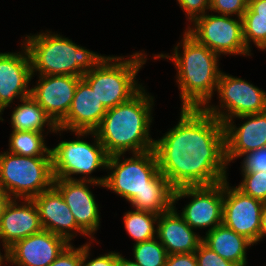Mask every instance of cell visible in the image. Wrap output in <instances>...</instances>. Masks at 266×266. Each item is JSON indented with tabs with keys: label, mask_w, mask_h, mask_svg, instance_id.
<instances>
[{
	"label": "cell",
	"mask_w": 266,
	"mask_h": 266,
	"mask_svg": "<svg viewBox=\"0 0 266 266\" xmlns=\"http://www.w3.org/2000/svg\"><path fill=\"white\" fill-rule=\"evenodd\" d=\"M177 124L154 141L159 171L174 189L228 179L224 124L204 108H180Z\"/></svg>",
	"instance_id": "cell-1"
},
{
	"label": "cell",
	"mask_w": 266,
	"mask_h": 266,
	"mask_svg": "<svg viewBox=\"0 0 266 266\" xmlns=\"http://www.w3.org/2000/svg\"><path fill=\"white\" fill-rule=\"evenodd\" d=\"M203 235V243L237 266L247 265V250L254 244L245 236L237 234L223 223Z\"/></svg>",
	"instance_id": "cell-22"
},
{
	"label": "cell",
	"mask_w": 266,
	"mask_h": 266,
	"mask_svg": "<svg viewBox=\"0 0 266 266\" xmlns=\"http://www.w3.org/2000/svg\"><path fill=\"white\" fill-rule=\"evenodd\" d=\"M266 237V202L264 203L261 214V227L259 231V242Z\"/></svg>",
	"instance_id": "cell-38"
},
{
	"label": "cell",
	"mask_w": 266,
	"mask_h": 266,
	"mask_svg": "<svg viewBox=\"0 0 266 266\" xmlns=\"http://www.w3.org/2000/svg\"><path fill=\"white\" fill-rule=\"evenodd\" d=\"M73 133L76 140H62L50 149L54 178L87 180L104 185L106 176L91 175L99 169H107L109 155L105 148L94 131H72ZM89 135L94 139L92 143L83 139ZM75 175L83 176L76 178Z\"/></svg>",
	"instance_id": "cell-7"
},
{
	"label": "cell",
	"mask_w": 266,
	"mask_h": 266,
	"mask_svg": "<svg viewBox=\"0 0 266 266\" xmlns=\"http://www.w3.org/2000/svg\"><path fill=\"white\" fill-rule=\"evenodd\" d=\"M6 263H5V262ZM7 263H8V255L4 252V254L2 255H0V266H2V265H7Z\"/></svg>",
	"instance_id": "cell-40"
},
{
	"label": "cell",
	"mask_w": 266,
	"mask_h": 266,
	"mask_svg": "<svg viewBox=\"0 0 266 266\" xmlns=\"http://www.w3.org/2000/svg\"><path fill=\"white\" fill-rule=\"evenodd\" d=\"M41 230L39 213L33 200L12 199L5 208L0 222L2 251L5 252L17 241Z\"/></svg>",
	"instance_id": "cell-19"
},
{
	"label": "cell",
	"mask_w": 266,
	"mask_h": 266,
	"mask_svg": "<svg viewBox=\"0 0 266 266\" xmlns=\"http://www.w3.org/2000/svg\"><path fill=\"white\" fill-rule=\"evenodd\" d=\"M158 217V214L136 209L124 213L123 224L128 235L135 241L133 244L157 237Z\"/></svg>",
	"instance_id": "cell-25"
},
{
	"label": "cell",
	"mask_w": 266,
	"mask_h": 266,
	"mask_svg": "<svg viewBox=\"0 0 266 266\" xmlns=\"http://www.w3.org/2000/svg\"><path fill=\"white\" fill-rule=\"evenodd\" d=\"M54 183L52 157L0 152V185L12 199H32Z\"/></svg>",
	"instance_id": "cell-8"
},
{
	"label": "cell",
	"mask_w": 266,
	"mask_h": 266,
	"mask_svg": "<svg viewBox=\"0 0 266 266\" xmlns=\"http://www.w3.org/2000/svg\"><path fill=\"white\" fill-rule=\"evenodd\" d=\"M107 109L96 96L90 85L81 78L67 113L58 124L64 131H94L101 123Z\"/></svg>",
	"instance_id": "cell-20"
},
{
	"label": "cell",
	"mask_w": 266,
	"mask_h": 266,
	"mask_svg": "<svg viewBox=\"0 0 266 266\" xmlns=\"http://www.w3.org/2000/svg\"><path fill=\"white\" fill-rule=\"evenodd\" d=\"M17 106L13 108L10 116L12 131H34L45 132L46 127L50 133H63L64 130L58 128V125L51 119L46 111L37 103V101L30 95L20 99Z\"/></svg>",
	"instance_id": "cell-23"
},
{
	"label": "cell",
	"mask_w": 266,
	"mask_h": 266,
	"mask_svg": "<svg viewBox=\"0 0 266 266\" xmlns=\"http://www.w3.org/2000/svg\"><path fill=\"white\" fill-rule=\"evenodd\" d=\"M165 266H198L195 252L187 254H170Z\"/></svg>",
	"instance_id": "cell-35"
},
{
	"label": "cell",
	"mask_w": 266,
	"mask_h": 266,
	"mask_svg": "<svg viewBox=\"0 0 266 266\" xmlns=\"http://www.w3.org/2000/svg\"><path fill=\"white\" fill-rule=\"evenodd\" d=\"M32 79L30 57L23 43L19 52H0V101L6 109L12 107L14 99L31 95Z\"/></svg>",
	"instance_id": "cell-17"
},
{
	"label": "cell",
	"mask_w": 266,
	"mask_h": 266,
	"mask_svg": "<svg viewBox=\"0 0 266 266\" xmlns=\"http://www.w3.org/2000/svg\"><path fill=\"white\" fill-rule=\"evenodd\" d=\"M248 8V0H210V12L242 18Z\"/></svg>",
	"instance_id": "cell-29"
},
{
	"label": "cell",
	"mask_w": 266,
	"mask_h": 266,
	"mask_svg": "<svg viewBox=\"0 0 266 266\" xmlns=\"http://www.w3.org/2000/svg\"><path fill=\"white\" fill-rule=\"evenodd\" d=\"M243 39L251 52L252 45L261 50L266 44V19L255 18V13L248 7L243 14ZM252 42V43H251Z\"/></svg>",
	"instance_id": "cell-27"
},
{
	"label": "cell",
	"mask_w": 266,
	"mask_h": 266,
	"mask_svg": "<svg viewBox=\"0 0 266 266\" xmlns=\"http://www.w3.org/2000/svg\"><path fill=\"white\" fill-rule=\"evenodd\" d=\"M227 180L223 181V224L258 244L264 202L243 194Z\"/></svg>",
	"instance_id": "cell-12"
},
{
	"label": "cell",
	"mask_w": 266,
	"mask_h": 266,
	"mask_svg": "<svg viewBox=\"0 0 266 266\" xmlns=\"http://www.w3.org/2000/svg\"><path fill=\"white\" fill-rule=\"evenodd\" d=\"M216 93L219 105L209 102L204 109L223 124L236 116L266 111V91L241 77L222 71Z\"/></svg>",
	"instance_id": "cell-9"
},
{
	"label": "cell",
	"mask_w": 266,
	"mask_h": 266,
	"mask_svg": "<svg viewBox=\"0 0 266 266\" xmlns=\"http://www.w3.org/2000/svg\"><path fill=\"white\" fill-rule=\"evenodd\" d=\"M261 51H266V44H265L264 47L261 49Z\"/></svg>",
	"instance_id": "cell-42"
},
{
	"label": "cell",
	"mask_w": 266,
	"mask_h": 266,
	"mask_svg": "<svg viewBox=\"0 0 266 266\" xmlns=\"http://www.w3.org/2000/svg\"><path fill=\"white\" fill-rule=\"evenodd\" d=\"M185 197L192 199L179 214L195 231L208 228L206 232H210L223 223V181L207 186L174 189L173 204Z\"/></svg>",
	"instance_id": "cell-11"
},
{
	"label": "cell",
	"mask_w": 266,
	"mask_h": 266,
	"mask_svg": "<svg viewBox=\"0 0 266 266\" xmlns=\"http://www.w3.org/2000/svg\"><path fill=\"white\" fill-rule=\"evenodd\" d=\"M248 7L255 13V18L266 19V0H248Z\"/></svg>",
	"instance_id": "cell-36"
},
{
	"label": "cell",
	"mask_w": 266,
	"mask_h": 266,
	"mask_svg": "<svg viewBox=\"0 0 266 266\" xmlns=\"http://www.w3.org/2000/svg\"><path fill=\"white\" fill-rule=\"evenodd\" d=\"M47 133L49 132L11 131L7 151L26 157L51 156V148L45 143Z\"/></svg>",
	"instance_id": "cell-24"
},
{
	"label": "cell",
	"mask_w": 266,
	"mask_h": 266,
	"mask_svg": "<svg viewBox=\"0 0 266 266\" xmlns=\"http://www.w3.org/2000/svg\"><path fill=\"white\" fill-rule=\"evenodd\" d=\"M242 180L237 186L243 194L266 202V172H241Z\"/></svg>",
	"instance_id": "cell-28"
},
{
	"label": "cell",
	"mask_w": 266,
	"mask_h": 266,
	"mask_svg": "<svg viewBox=\"0 0 266 266\" xmlns=\"http://www.w3.org/2000/svg\"><path fill=\"white\" fill-rule=\"evenodd\" d=\"M245 120L241 124L235 119ZM226 161L228 166L244 154L266 146V111L236 116L224 123Z\"/></svg>",
	"instance_id": "cell-15"
},
{
	"label": "cell",
	"mask_w": 266,
	"mask_h": 266,
	"mask_svg": "<svg viewBox=\"0 0 266 266\" xmlns=\"http://www.w3.org/2000/svg\"><path fill=\"white\" fill-rule=\"evenodd\" d=\"M115 154L108 157L107 188L140 211L162 214L173 207L174 188L159 171L155 151Z\"/></svg>",
	"instance_id": "cell-2"
},
{
	"label": "cell",
	"mask_w": 266,
	"mask_h": 266,
	"mask_svg": "<svg viewBox=\"0 0 266 266\" xmlns=\"http://www.w3.org/2000/svg\"><path fill=\"white\" fill-rule=\"evenodd\" d=\"M157 239L165 247L167 254H187L195 252L203 241L177 212L176 204L158 217Z\"/></svg>",
	"instance_id": "cell-21"
},
{
	"label": "cell",
	"mask_w": 266,
	"mask_h": 266,
	"mask_svg": "<svg viewBox=\"0 0 266 266\" xmlns=\"http://www.w3.org/2000/svg\"><path fill=\"white\" fill-rule=\"evenodd\" d=\"M22 43L30 57L32 77L37 73L82 77L106 57L51 30H42L33 35L30 33Z\"/></svg>",
	"instance_id": "cell-5"
},
{
	"label": "cell",
	"mask_w": 266,
	"mask_h": 266,
	"mask_svg": "<svg viewBox=\"0 0 266 266\" xmlns=\"http://www.w3.org/2000/svg\"><path fill=\"white\" fill-rule=\"evenodd\" d=\"M82 245L68 244L49 266H81Z\"/></svg>",
	"instance_id": "cell-34"
},
{
	"label": "cell",
	"mask_w": 266,
	"mask_h": 266,
	"mask_svg": "<svg viewBox=\"0 0 266 266\" xmlns=\"http://www.w3.org/2000/svg\"><path fill=\"white\" fill-rule=\"evenodd\" d=\"M128 56L106 55L95 68L82 76L106 109L129 101L144 87L138 82L137 75L148 55L141 50Z\"/></svg>",
	"instance_id": "cell-6"
},
{
	"label": "cell",
	"mask_w": 266,
	"mask_h": 266,
	"mask_svg": "<svg viewBox=\"0 0 266 266\" xmlns=\"http://www.w3.org/2000/svg\"><path fill=\"white\" fill-rule=\"evenodd\" d=\"M149 94L144 86L129 101L107 109L94 132L109 156L154 149L150 126L155 97Z\"/></svg>",
	"instance_id": "cell-4"
},
{
	"label": "cell",
	"mask_w": 266,
	"mask_h": 266,
	"mask_svg": "<svg viewBox=\"0 0 266 266\" xmlns=\"http://www.w3.org/2000/svg\"><path fill=\"white\" fill-rule=\"evenodd\" d=\"M31 87V96L58 125L70 109L78 81L72 75H37Z\"/></svg>",
	"instance_id": "cell-14"
},
{
	"label": "cell",
	"mask_w": 266,
	"mask_h": 266,
	"mask_svg": "<svg viewBox=\"0 0 266 266\" xmlns=\"http://www.w3.org/2000/svg\"><path fill=\"white\" fill-rule=\"evenodd\" d=\"M195 256L198 266H237L236 264L222 258L203 242L195 251Z\"/></svg>",
	"instance_id": "cell-32"
},
{
	"label": "cell",
	"mask_w": 266,
	"mask_h": 266,
	"mask_svg": "<svg viewBox=\"0 0 266 266\" xmlns=\"http://www.w3.org/2000/svg\"><path fill=\"white\" fill-rule=\"evenodd\" d=\"M104 187L103 184L87 181L54 178L53 186L61 193L70 208L77 225L93 240L100 228V209L91 186ZM90 187V188H89Z\"/></svg>",
	"instance_id": "cell-13"
},
{
	"label": "cell",
	"mask_w": 266,
	"mask_h": 266,
	"mask_svg": "<svg viewBox=\"0 0 266 266\" xmlns=\"http://www.w3.org/2000/svg\"><path fill=\"white\" fill-rule=\"evenodd\" d=\"M69 243L42 229L9 247L5 253L13 266H49Z\"/></svg>",
	"instance_id": "cell-16"
},
{
	"label": "cell",
	"mask_w": 266,
	"mask_h": 266,
	"mask_svg": "<svg viewBox=\"0 0 266 266\" xmlns=\"http://www.w3.org/2000/svg\"><path fill=\"white\" fill-rule=\"evenodd\" d=\"M241 172H266V146L242 156Z\"/></svg>",
	"instance_id": "cell-31"
},
{
	"label": "cell",
	"mask_w": 266,
	"mask_h": 266,
	"mask_svg": "<svg viewBox=\"0 0 266 266\" xmlns=\"http://www.w3.org/2000/svg\"><path fill=\"white\" fill-rule=\"evenodd\" d=\"M94 242L93 240H89V242H86L82 245V261L81 266H116L117 264V258H118V252L110 251L108 253H105L104 255L97 256L96 258L90 259V251L92 245L91 243ZM90 259V260H89Z\"/></svg>",
	"instance_id": "cell-30"
},
{
	"label": "cell",
	"mask_w": 266,
	"mask_h": 266,
	"mask_svg": "<svg viewBox=\"0 0 266 266\" xmlns=\"http://www.w3.org/2000/svg\"><path fill=\"white\" fill-rule=\"evenodd\" d=\"M116 266H140V265L137 264L132 259L130 260V259L125 258V256H123L122 254H120V252H118V258H117Z\"/></svg>",
	"instance_id": "cell-39"
},
{
	"label": "cell",
	"mask_w": 266,
	"mask_h": 266,
	"mask_svg": "<svg viewBox=\"0 0 266 266\" xmlns=\"http://www.w3.org/2000/svg\"><path fill=\"white\" fill-rule=\"evenodd\" d=\"M179 8L185 12L186 19L190 25L197 17L208 13L210 10V0H176Z\"/></svg>",
	"instance_id": "cell-33"
},
{
	"label": "cell",
	"mask_w": 266,
	"mask_h": 266,
	"mask_svg": "<svg viewBox=\"0 0 266 266\" xmlns=\"http://www.w3.org/2000/svg\"><path fill=\"white\" fill-rule=\"evenodd\" d=\"M169 53H157L153 60L169 59L175 65L182 108H204L216 93L221 72L217 53L200 44L186 30ZM182 47V52L179 49ZM215 92V93H214Z\"/></svg>",
	"instance_id": "cell-3"
},
{
	"label": "cell",
	"mask_w": 266,
	"mask_h": 266,
	"mask_svg": "<svg viewBox=\"0 0 266 266\" xmlns=\"http://www.w3.org/2000/svg\"><path fill=\"white\" fill-rule=\"evenodd\" d=\"M133 261L140 266H165L167 251L161 242L153 239L133 245Z\"/></svg>",
	"instance_id": "cell-26"
},
{
	"label": "cell",
	"mask_w": 266,
	"mask_h": 266,
	"mask_svg": "<svg viewBox=\"0 0 266 266\" xmlns=\"http://www.w3.org/2000/svg\"><path fill=\"white\" fill-rule=\"evenodd\" d=\"M5 108H6V107H5V106L1 103V101H0V121H1V122L4 121L2 115H3V112H4Z\"/></svg>",
	"instance_id": "cell-41"
},
{
	"label": "cell",
	"mask_w": 266,
	"mask_h": 266,
	"mask_svg": "<svg viewBox=\"0 0 266 266\" xmlns=\"http://www.w3.org/2000/svg\"><path fill=\"white\" fill-rule=\"evenodd\" d=\"M192 25V26H191ZM186 31L200 44L223 55L252 56L243 39L242 18L211 12L197 17Z\"/></svg>",
	"instance_id": "cell-10"
},
{
	"label": "cell",
	"mask_w": 266,
	"mask_h": 266,
	"mask_svg": "<svg viewBox=\"0 0 266 266\" xmlns=\"http://www.w3.org/2000/svg\"><path fill=\"white\" fill-rule=\"evenodd\" d=\"M11 200L12 198L9 196L7 192H5L3 189L0 190V222L4 214L5 208L10 203Z\"/></svg>",
	"instance_id": "cell-37"
},
{
	"label": "cell",
	"mask_w": 266,
	"mask_h": 266,
	"mask_svg": "<svg viewBox=\"0 0 266 266\" xmlns=\"http://www.w3.org/2000/svg\"><path fill=\"white\" fill-rule=\"evenodd\" d=\"M32 200L37 207L42 229L64 238L69 244L74 241L77 234L91 240L77 225L70 208L54 186L33 197Z\"/></svg>",
	"instance_id": "cell-18"
}]
</instances>
